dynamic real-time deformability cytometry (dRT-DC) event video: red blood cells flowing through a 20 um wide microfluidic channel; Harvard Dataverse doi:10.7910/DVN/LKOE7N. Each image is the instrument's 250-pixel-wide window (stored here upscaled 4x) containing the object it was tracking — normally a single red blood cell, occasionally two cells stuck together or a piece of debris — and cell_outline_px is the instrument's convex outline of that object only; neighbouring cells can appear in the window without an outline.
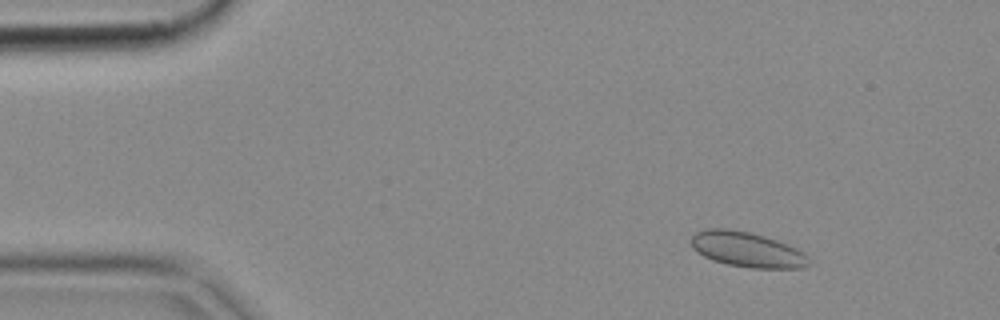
{"species": "common noctule bat (a hibernating species)", "species_latin": "Nyctalus noctula", "temperature_condition": "cold", "stored_images_in_passage": 52, "camera_frame_rate_fps": 3000, "um_per_image_px": 0.085, "animal": {"sex": "female", "body_mass_g": 18.4}, "frame": {"image": 1, "passage_image": 7, "time_ms": 2.0, "image_size_px": [1000, 320], "cell_outline_px": [[808, 264], [804, 268], [748, 268], [728, 264], [712, 260], [704, 256], [692, 248], [688, 240], [696, 232], [708, 228], [728, 228], [748, 232], [764, 236], [788, 244], [804, 252], [808, 256]], "centroid_in_image_um": [63.47, 21.2], "position_along_channel_um": 21.5, "area_um2": 24.22}}
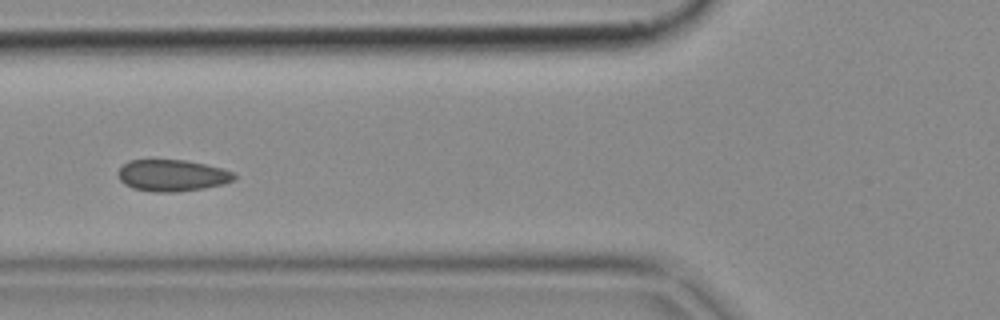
{"frame": {"image": 2, "passage_image": 20, "time_ms": 6.333, "image_size_px": [1000, 320], "cell_outline_px": [[236, 180], [224, 184], [204, 188], [180, 192], [152, 192], [132, 188], [124, 184], [120, 180], [120, 168], [128, 160], [184, 160], [204, 164], [236, 172]], "centroid_in_image_um": [14.68, 14.93], "position_along_channel_um": 111.1, "area_um2": 21.44}}
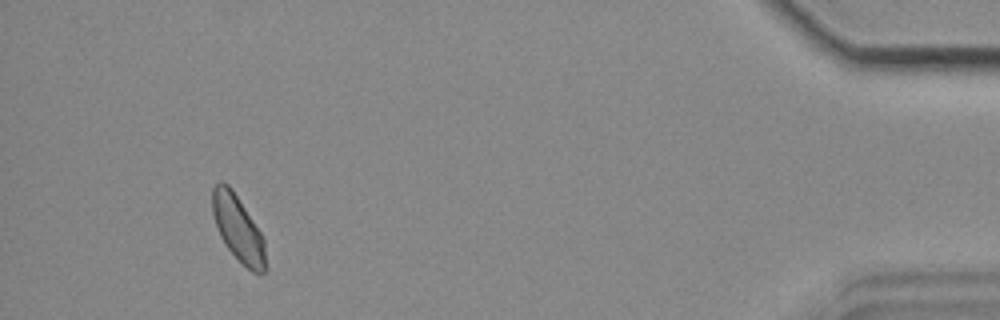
{"frame": {"image": 3, "passage_image": 49, "time_ms": 16.0, "image_size_px": [1000, 320], "cell_outline_px": [[268, 268], [264, 272], [252, 272], [224, 244], [220, 236], [212, 212], [212, 188], [220, 180], [228, 184], [232, 188], [260, 232], [264, 240]], "centroid_in_image_um": [20.24, 19.41], "position_along_channel_um": 415.0, "area_um2": 20.29}}